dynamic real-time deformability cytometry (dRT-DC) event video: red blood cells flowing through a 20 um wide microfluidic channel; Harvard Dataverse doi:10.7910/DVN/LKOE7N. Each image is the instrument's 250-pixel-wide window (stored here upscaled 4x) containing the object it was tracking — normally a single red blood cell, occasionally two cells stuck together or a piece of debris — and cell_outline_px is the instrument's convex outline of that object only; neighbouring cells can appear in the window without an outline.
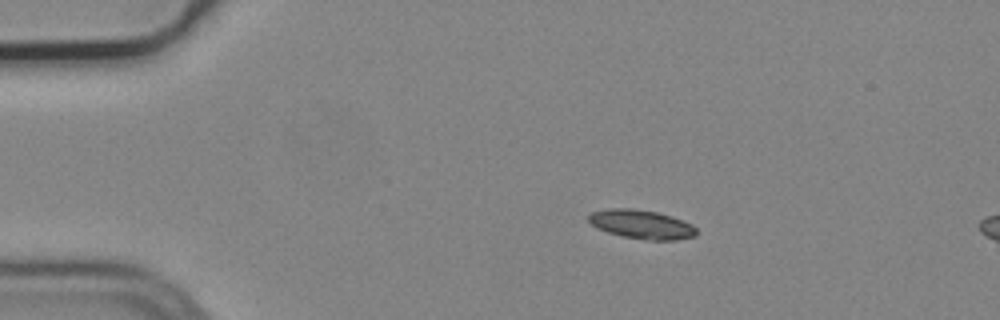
{"species": "common noctule bat (a hibernating species)", "species_latin": "Nyctalus noctula", "temperature_condition": "cold", "stored_images_in_passage": 3, "camera_frame_rate_fps": 3000, "um_per_image_px": 0.085, "animal": {"sex": "male", "body_mass_g": 19.2, "forearm_length_mm": 51.8}, "frame": {"image": 1, "passage_image": 1, "time_ms": 0.0, "image_size_px": [1000, 320], "cell_outline_px": [[696, 236], [676, 240], [648, 240], [624, 236], [608, 232], [596, 228], [588, 220], [588, 216], [592, 212], [608, 208], [632, 208], [656, 212], [672, 216], [692, 224], [696, 228]], "centroid_in_image_um": [54.54, 19.06], "position_along_channel_um": 30.5, "area_um2": 18.15}}